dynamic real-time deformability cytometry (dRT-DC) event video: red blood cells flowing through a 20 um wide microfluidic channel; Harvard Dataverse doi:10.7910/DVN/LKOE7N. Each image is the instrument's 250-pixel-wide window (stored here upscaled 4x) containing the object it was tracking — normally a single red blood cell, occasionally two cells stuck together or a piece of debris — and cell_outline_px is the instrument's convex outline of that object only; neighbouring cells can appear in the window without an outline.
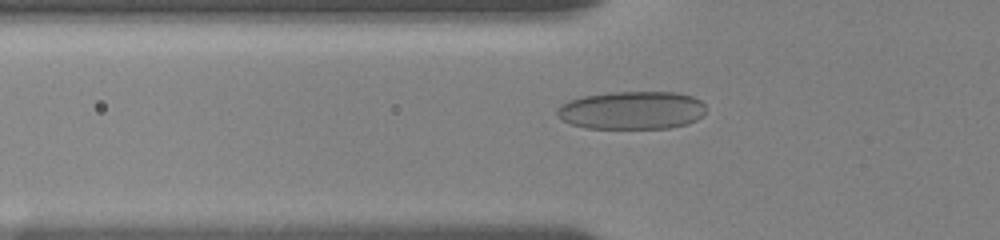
{"species": "human", "species_latin": "Homo sapiens", "temperature_condition": "room temperature", "stored_images_in_passage": 73, "camera_frame_rate_fps": 3000, "um_per_image_px": 0.085, "donor": {"sex": "female"}, "frame": {"image": 1, "passage_image": 5, "time_ms": 0.667, "image_size_px": [1000, 240], "cell_outline_px": [[704, 116], [688, 124], [668, 128], [588, 128], [572, 124], [560, 120], [556, 116], [556, 112], [560, 104], [568, 100], [584, 96], [612, 92], [676, 92], [692, 96], [700, 100], [704, 104]], "centroid_in_image_um": [53.7, 9.37], "position_along_channel_um": 72.1, "area_um2": 33.23}}
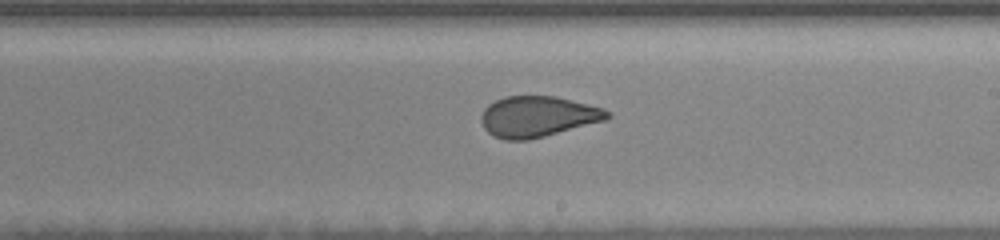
{"frame": {"image": 2, "passage_image": 34, "time_ms": 5.333, "image_size_px": [1000, 240], "cell_outline_px": [[612, 116], [608, 120], [528, 140], [504, 140], [492, 136], [484, 128], [480, 120], [480, 116], [484, 108], [488, 104], [504, 96], [556, 96], [604, 108]], "centroid_in_image_um": [45.7, 9.91], "position_along_channel_um": 243.3, "area_um2": 30.23}}
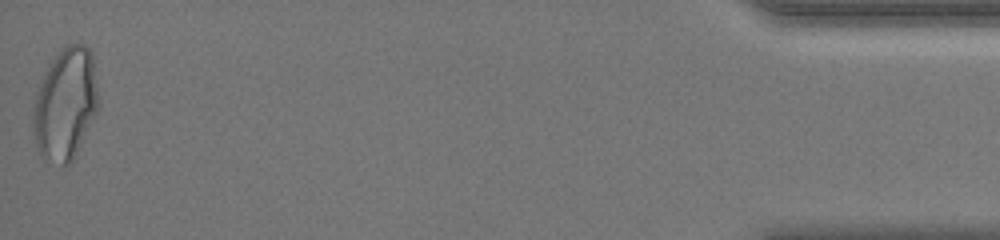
{"frame": {"image": 3, "passage_image": 72, "time_ms": 12.667, "image_size_px": [1000, 240], "cell_outline_px": [[96, 112], [72, 160], [68, 164], [60, 164], [44, 160], [36, 148], [32, 132], [32, 120], [36, 92], [48, 64], [60, 48], [64, 44], [84, 44], [92, 52], [96, 84]], "centroid_in_image_um": [5.5, 8.82], "position_along_channel_um": 429.7, "area_um2": 42.31}, "authors_computed_cell_mechanics": {"area_um2": 30.7496, "velocity_mm_per_s": 3.6622, "shape_relaxation_time_tau1_ms": null, "shape_relaxation_time_tau2_ms": 1.0105, "deformation_change_tau1": null, "deformation_change_tau2": 0.067}}